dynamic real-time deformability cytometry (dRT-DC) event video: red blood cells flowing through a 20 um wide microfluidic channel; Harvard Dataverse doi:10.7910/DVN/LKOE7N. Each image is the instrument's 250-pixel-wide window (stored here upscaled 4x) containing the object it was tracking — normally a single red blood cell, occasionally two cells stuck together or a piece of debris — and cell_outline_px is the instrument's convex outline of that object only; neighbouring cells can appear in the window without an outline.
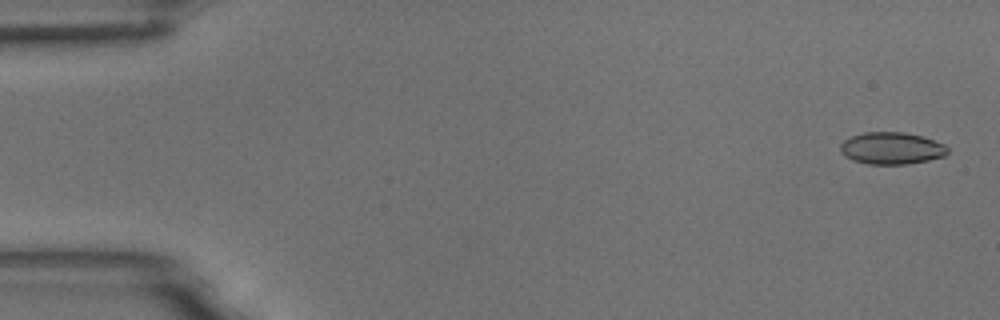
{"species": "common noctule bat (a hibernating species)", "species_latin": "Nyctalus noctula", "temperature_condition": "room temperature", "stored_images_in_passage": 4, "camera_frame_rate_fps": 3000, "um_per_image_px": 0.085, "animal": {"sex": "male", "body_mass_g": 18.8}, "frame": {"image": 1, "passage_image": 1, "time_ms": 0.0, "image_size_px": [1000, 320], "cell_outline_px": [[948, 152], [944, 156], [928, 160], [908, 164], [868, 164], [852, 160], [844, 156], [840, 152], [840, 144], [844, 140], [852, 136], [864, 132], [904, 132], [920, 136], [944, 144], [948, 148]], "centroid_in_image_um": [75.75, 12.61], "position_along_channel_um": 9.3, "area_um2": 20.0}}